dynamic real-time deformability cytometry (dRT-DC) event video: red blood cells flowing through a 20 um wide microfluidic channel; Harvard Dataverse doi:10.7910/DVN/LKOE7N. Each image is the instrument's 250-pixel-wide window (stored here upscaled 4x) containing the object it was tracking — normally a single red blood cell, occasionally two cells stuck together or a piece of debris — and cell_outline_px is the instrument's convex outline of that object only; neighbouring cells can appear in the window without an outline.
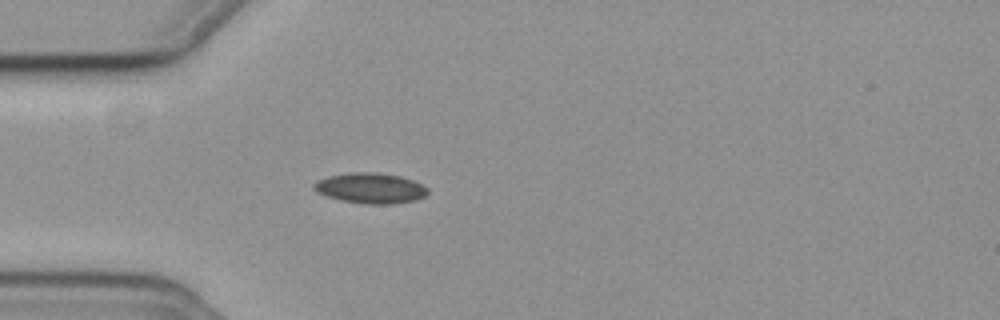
{"species": "common noctule bat (a hibernating species)", "species_latin": "Nyctalus noctula", "temperature_condition": "cold", "stored_images_in_passage": 27, "camera_frame_rate_fps": 3000, "um_per_image_px": 0.085, "animal": {"sex": "female", "body_mass_g": 19.3, "forearm_length_mm": 54.1}, "frame": {"image": 1, "passage_image": 1, "time_ms": 0.0, "image_size_px": [1000, 320], "cell_outline_px": [[428, 192], [424, 196], [416, 200], [392, 204], [364, 204], [340, 200], [316, 192], [312, 188], [312, 184], [316, 180], [328, 176], [352, 172], [376, 172], [400, 176], [412, 180], [428, 188]], "centroid_in_image_um": [31.45, 15.99], "position_along_channel_um": 53.5, "area_um2": 20.29}}
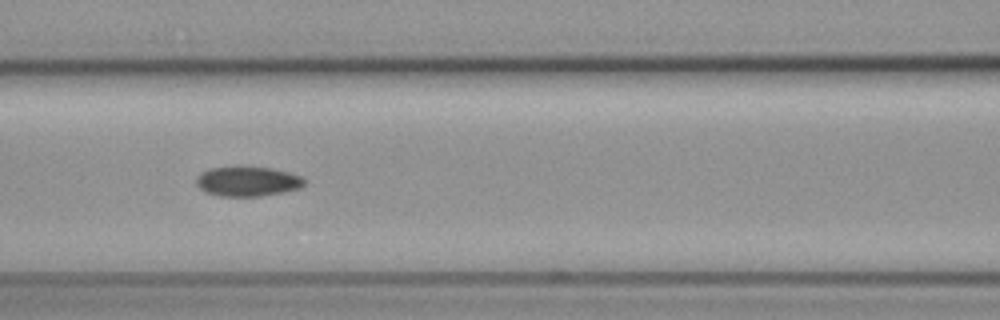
{"frame": {"image": 2, "passage_image": 9, "time_ms": 2.667, "image_size_px": [1000, 320], "cell_outline_px": [[308, 180], [300, 188], [284, 192], [260, 196], [220, 196], [208, 192], [200, 188], [196, 184], [196, 176], [200, 172], [208, 168], [236, 164], [240, 164], [272, 168], [288, 172], [300, 176]], "centroid_in_image_um": [21.02, 15.37], "position_along_channel_um": 145.6, "area_um2": 19.48}}
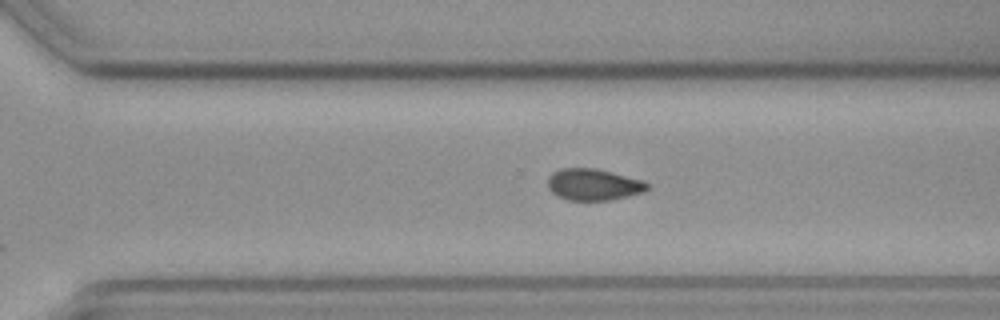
{"frame": {"image": 3, "passage_image": 23, "time_ms": 7.333, "image_size_px": [1000, 320], "cell_outline_px": [[648, 188], [644, 192], [608, 200], [568, 200], [556, 196], [548, 188], [548, 176], [552, 172], [560, 168], [596, 168], [644, 180], [648, 184]], "centroid_in_image_um": [50.42, 15.67], "position_along_channel_um": 320.2, "area_um2": 18.38}}